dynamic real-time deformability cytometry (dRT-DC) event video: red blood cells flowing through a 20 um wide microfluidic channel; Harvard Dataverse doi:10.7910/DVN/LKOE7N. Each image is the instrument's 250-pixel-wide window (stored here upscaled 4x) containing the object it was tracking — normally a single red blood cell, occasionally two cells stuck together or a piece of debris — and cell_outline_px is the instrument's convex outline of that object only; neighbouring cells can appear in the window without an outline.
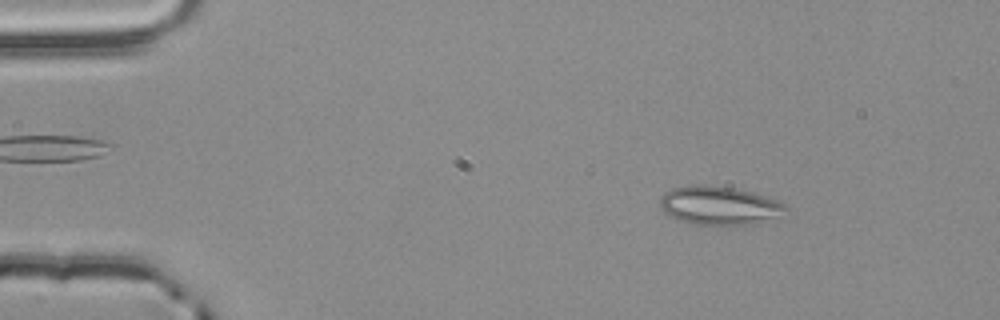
{"species": "common noctule bat (a hibernating species)", "species_latin": "Nyctalus noctula", "temperature_condition": "room temperature", "stored_images_in_passage": 3, "camera_frame_rate_fps": 3000, "um_per_image_px": 0.085, "animal": {"sex": "male", "body_mass_g": 20.4}, "frame": {"image": 1, "passage_image": 1, "time_ms": 0.0, "image_size_px": [1000, 320], "cell_outline_px": [[788, 208], [756, 224], [696, 224], [680, 220], [664, 212], [660, 208], [660, 196], [664, 192], [672, 188], [704, 184], [732, 188], [752, 192], [776, 200], [784, 204]], "centroid_in_image_um": [61.05, 17.45], "position_along_channel_um": 24.0, "area_um2": 27.46}}
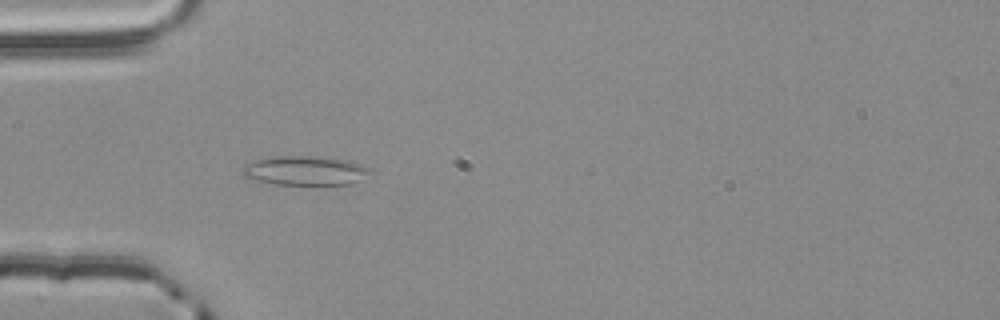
{"frame": {"image": 2, "passage_image": 3, "time_ms": 0.667, "image_size_px": [1000, 320], "cell_outline_px": [[372, 172], [360, 180], [352, 184], [316, 188], [276, 184], [244, 176], [240, 172], [248, 164], [256, 160], [276, 156], [328, 156], [352, 160], [372, 168]], "centroid_in_image_um": [26.09, 14.54], "position_along_channel_um": 58.9, "area_um2": 22.95}}